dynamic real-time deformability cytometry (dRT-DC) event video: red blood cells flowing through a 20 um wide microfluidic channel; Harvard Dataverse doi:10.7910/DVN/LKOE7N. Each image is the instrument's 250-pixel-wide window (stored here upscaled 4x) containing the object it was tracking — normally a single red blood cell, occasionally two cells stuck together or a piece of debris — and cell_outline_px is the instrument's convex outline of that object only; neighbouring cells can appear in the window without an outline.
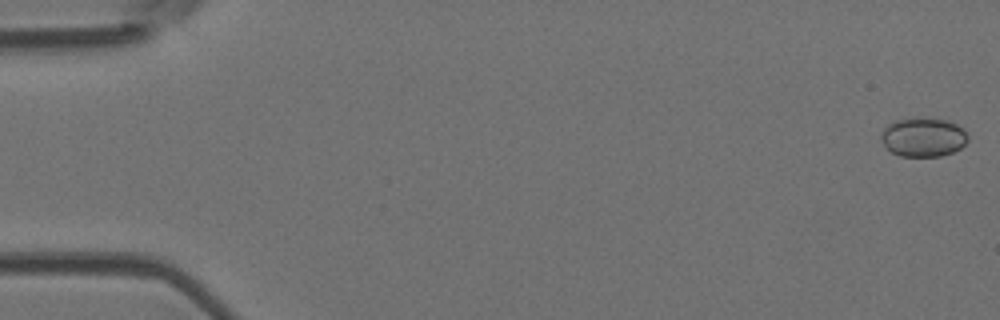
{"species": "Egyptian fruit bat (a non-hibernating species)", "species_latin": "Rousettus aegyptiacus", "temperature_condition": "room temperature", "stored_images_in_passage": 8, "camera_frame_rate_fps": 3000, "um_per_image_px": 0.085, "animal": {"sex": "female"}, "frame": {"image": 1, "passage_image": 1, "time_ms": 0.0, "image_size_px": [1000, 320], "cell_outline_px": [[968, 140], [960, 148], [952, 152], [940, 156], [900, 156], [892, 152], [880, 140], [880, 132], [888, 124], [896, 120], [948, 120], [964, 128], [968, 136]], "centroid_in_image_um": [78.48, 11.69], "position_along_channel_um": 6.5, "area_um2": 19.31}}
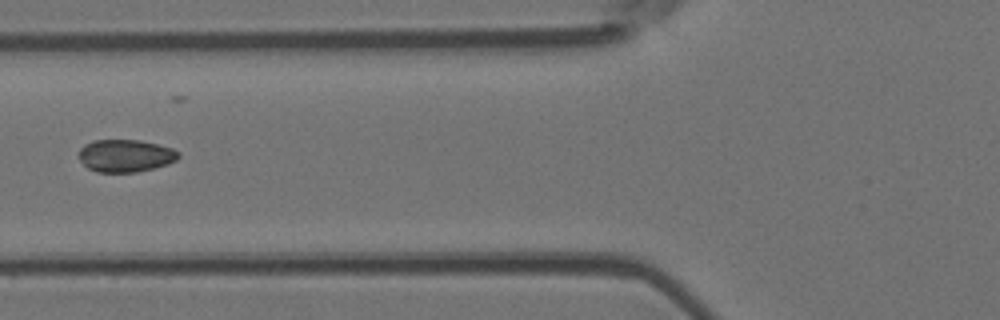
{"frame": {"image": 2, "passage_image": 7, "time_ms": 6.667, "image_size_px": [1000, 320], "cell_outline_px": [[180, 156], [176, 160], [168, 164], [136, 172], [96, 172], [88, 168], [76, 156], [76, 152], [84, 144], [92, 140], [140, 140], [172, 148], [180, 152]], "centroid_in_image_um": [10.62, 13.23], "position_along_channel_um": 115.2, "area_um2": 19.07}}